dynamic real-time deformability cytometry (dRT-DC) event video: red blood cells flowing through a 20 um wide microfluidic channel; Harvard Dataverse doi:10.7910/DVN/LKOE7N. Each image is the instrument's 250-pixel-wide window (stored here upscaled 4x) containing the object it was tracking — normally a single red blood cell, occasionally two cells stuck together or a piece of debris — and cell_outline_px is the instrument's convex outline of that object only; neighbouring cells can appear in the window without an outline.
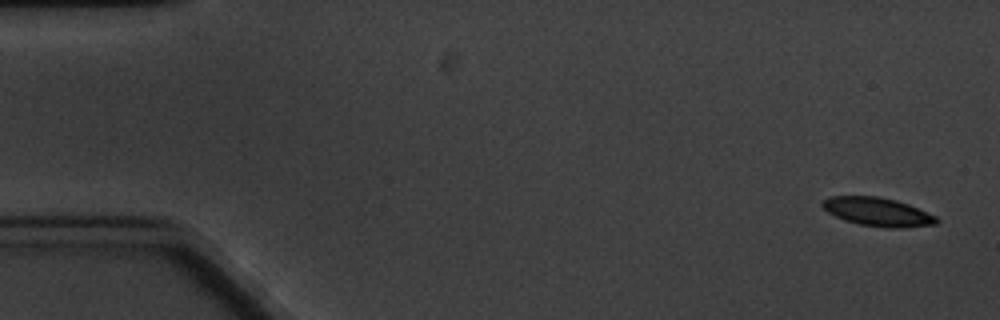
{"species": "common noctule bat (a hibernating species)", "species_latin": "Nyctalus noctula", "temperature_condition": "cold", "stored_images_in_passage": 5, "camera_frame_rate_fps": 3000, "um_per_image_px": 0.085, "animal": {"sex": "male", "body_mass_g": 20.1, "forearm_length_mm": 53.5}, "frame": {"image": 1, "passage_image": 1, "time_ms": 0.0, "image_size_px": [1000, 320], "cell_outline_px": [[940, 220], [936, 224], [900, 228], [888, 228], [860, 224], [844, 220], [828, 212], [820, 204], [820, 200], [828, 196], [876, 196], [896, 200], [908, 204], [936, 216]], "centroid_in_image_um": [74.57, 18.0], "position_along_channel_um": 10.4, "area_um2": 19.02}}
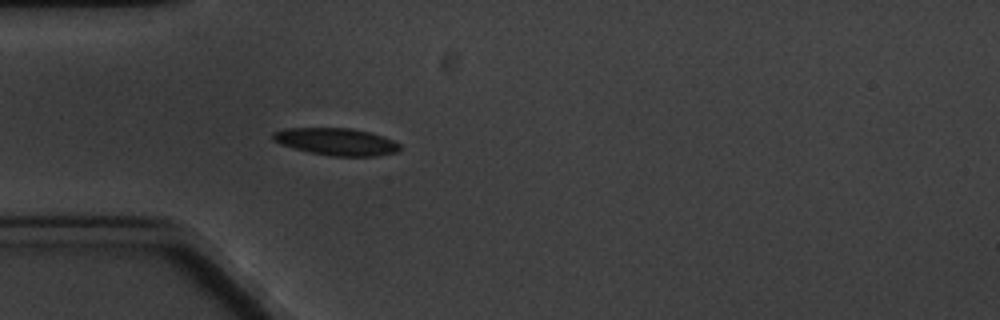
{"frame": {"image": 2, "passage_image": 5, "time_ms": 5.0, "image_size_px": [1000, 320], "cell_outline_px": [[400, 152], [376, 156], [332, 156], [308, 152], [280, 144], [272, 140], [272, 132], [284, 128], [352, 128], [384, 136], [400, 144]], "centroid_in_image_um": [28.58, 12.04], "position_along_channel_um": 56.4, "area_um2": 20.29}}